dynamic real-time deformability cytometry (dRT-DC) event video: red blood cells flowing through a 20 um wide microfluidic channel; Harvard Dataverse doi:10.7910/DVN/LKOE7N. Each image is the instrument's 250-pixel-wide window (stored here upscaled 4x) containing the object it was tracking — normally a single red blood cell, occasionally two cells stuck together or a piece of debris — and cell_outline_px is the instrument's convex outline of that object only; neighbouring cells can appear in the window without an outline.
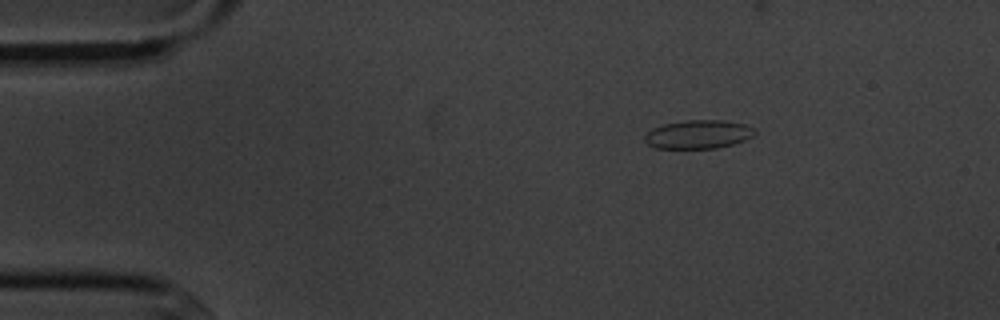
{"species": "common noctule bat (a hibernating species)", "species_latin": "Nyctalus noctula", "temperature_condition": "cold", "stored_images_in_passage": 4, "camera_frame_rate_fps": 3000, "um_per_image_px": 0.085, "animal": {"sex": "male", "body_mass_g": 20.1, "forearm_length_mm": 53.5}, "frame": {"image": 1, "passage_image": 1, "time_ms": 0.0, "image_size_px": [1000, 320], "cell_outline_px": [[756, 132], [752, 136], [744, 140], [732, 144], [716, 148], [656, 148], [648, 144], [644, 140], [644, 136], [652, 128], [664, 124], [684, 120], [724, 120], [744, 124], [752, 128]], "centroid_in_image_um": [59.33, 11.41], "position_along_channel_um": 25.7, "area_um2": 18.21}}